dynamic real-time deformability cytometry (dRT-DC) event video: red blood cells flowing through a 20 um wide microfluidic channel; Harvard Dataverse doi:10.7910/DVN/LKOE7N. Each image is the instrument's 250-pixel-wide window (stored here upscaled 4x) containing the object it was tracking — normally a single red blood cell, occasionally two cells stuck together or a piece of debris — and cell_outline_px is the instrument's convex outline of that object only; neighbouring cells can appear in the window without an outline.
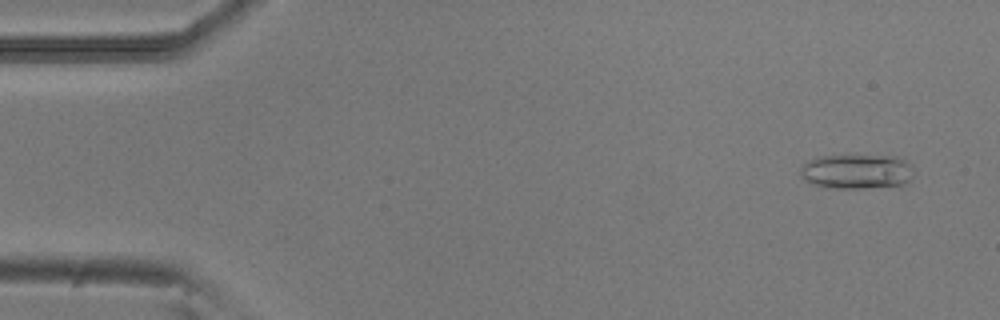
{"species": "common noctule bat (a hibernating species)", "species_latin": "Nyctalus noctula", "temperature_condition": "room temperature", "stored_images_in_passage": 7, "camera_frame_rate_fps": 3000, "um_per_image_px": 0.085, "animal": {"sex": "male", "body_mass_g": 20.5, "forearm_length_mm": 52.5}, "frame": {"image": 1, "passage_image": 1, "time_ms": 0.0, "image_size_px": [1000, 320], "cell_outline_px": [[912, 176], [904, 184], [864, 188], [828, 188], [804, 180], [800, 176], [800, 168], [808, 160], [816, 156], [896, 156], [904, 160], [912, 168]], "centroid_in_image_um": [72.77, 14.57], "position_along_channel_um": 12.2, "area_um2": 22.72}}
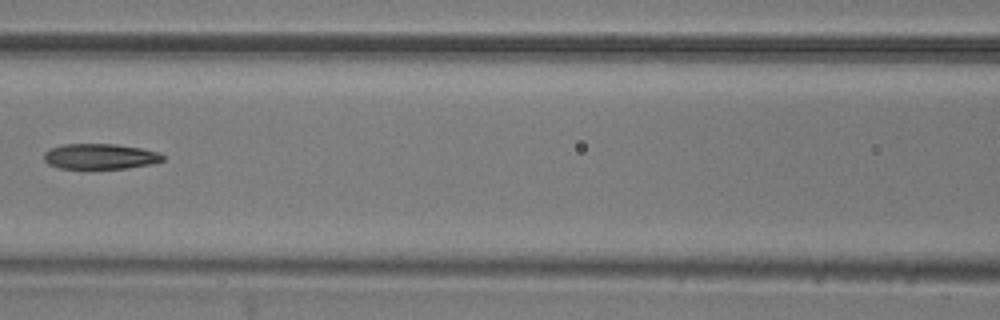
{"frame": {"image": 2, "passage_image": 6, "time_ms": 1.667, "image_size_px": [1000, 320], "cell_outline_px": [[164, 160], [152, 164], [128, 168], [60, 168], [48, 164], [44, 160], [44, 152], [48, 148], [60, 144], [116, 144], [140, 148], [160, 152], [164, 156]], "centroid_in_image_um": [8.5, 13.28], "position_along_channel_um": 158.1, "area_um2": 17.74}}
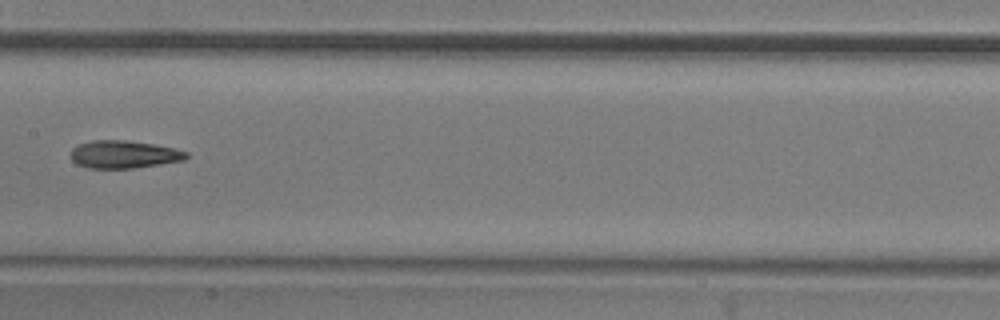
{"frame": {"image": 3, "passage_image": 7, "time_ms": 2.0, "image_size_px": [1000, 320], "cell_outline_px": [[188, 156], [184, 160], [132, 168], [88, 168], [76, 164], [72, 160], [72, 148], [80, 144], [92, 140], [124, 140], [152, 144], [172, 148], [188, 152]], "centroid_in_image_um": [10.5, 13.12], "position_along_channel_um": 196.9, "area_um2": 18.38}}